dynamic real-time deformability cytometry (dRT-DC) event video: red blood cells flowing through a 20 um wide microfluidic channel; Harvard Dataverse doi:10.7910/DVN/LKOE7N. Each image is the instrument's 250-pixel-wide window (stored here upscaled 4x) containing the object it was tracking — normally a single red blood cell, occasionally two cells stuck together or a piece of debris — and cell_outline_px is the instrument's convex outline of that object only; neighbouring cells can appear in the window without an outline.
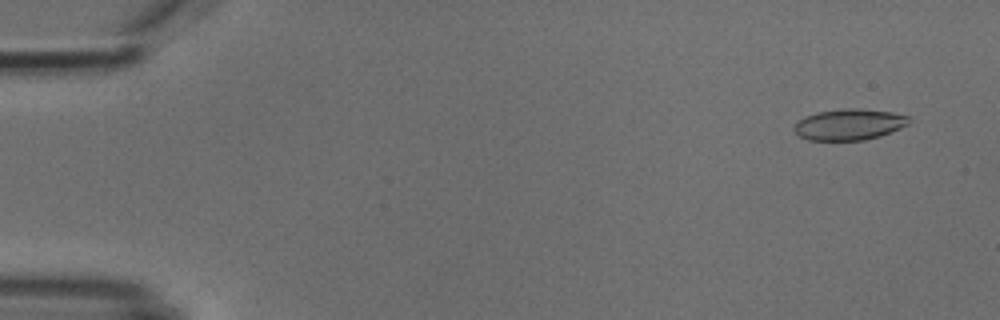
{"species": "common noctule bat (a hibernating species)", "species_latin": "Nyctalus noctula", "temperature_condition": "cold", "stored_images_in_passage": 4, "camera_frame_rate_fps": 3000, "um_per_image_px": 0.085, "animal": {"sex": "male", "body_mass_g": 18.8}, "frame": {"image": 1, "passage_image": 1, "time_ms": 0.0, "image_size_px": [1000, 320], "cell_outline_px": [[912, 120], [908, 124], [900, 128], [880, 136], [864, 140], [808, 140], [800, 136], [792, 128], [804, 116], [816, 112], [844, 108], [856, 108], [892, 112], [908, 116]], "centroid_in_image_um": [72.19, 10.57], "position_along_channel_um": 12.8, "area_um2": 20.81}}